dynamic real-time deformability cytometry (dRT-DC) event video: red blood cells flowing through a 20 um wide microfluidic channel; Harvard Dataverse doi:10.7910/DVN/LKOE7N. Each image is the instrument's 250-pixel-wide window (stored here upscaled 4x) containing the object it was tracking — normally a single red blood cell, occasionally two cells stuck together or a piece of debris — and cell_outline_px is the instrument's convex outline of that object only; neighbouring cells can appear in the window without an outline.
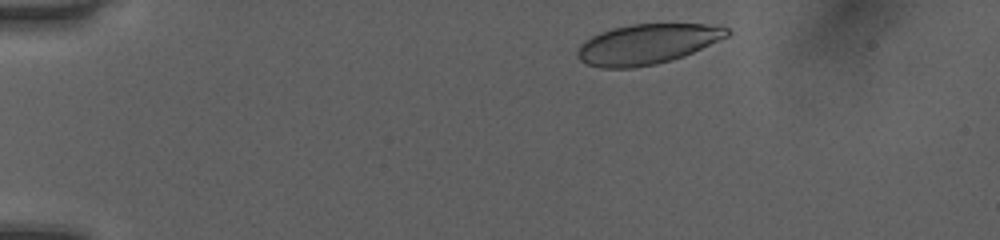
{"species": "human", "species_latin": "Homo sapiens", "temperature_condition": "room temperature", "stored_images_in_passage": 37, "camera_frame_rate_fps": 3000, "um_per_image_px": 0.085, "donor": {"sex": "female"}, "frame": {"image": 1, "passage_image": 1, "time_ms": 0.0, "image_size_px": [1000, 240], "cell_outline_px": [[732, 32], [728, 36], [684, 56], [672, 60], [656, 64], [632, 68], [600, 68], [584, 64], [576, 56], [576, 52], [580, 44], [584, 40], [600, 32], [612, 28], [632, 24], [704, 24], [728, 28]], "centroid_in_image_um": [54.96, 3.76], "position_along_channel_um": 30.0, "area_um2": 35.08}}
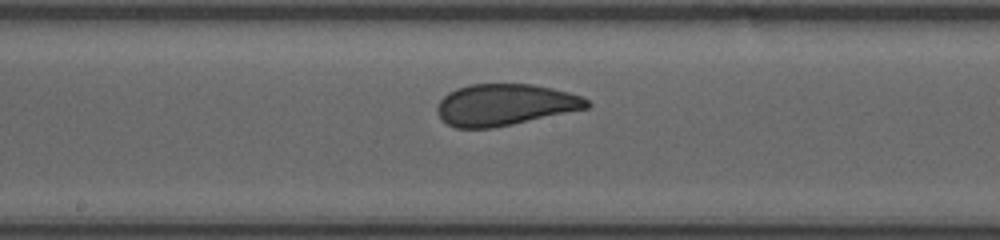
{"frame": {"image": 2, "passage_image": 20, "time_ms": 6.333, "image_size_px": [1000, 240], "cell_outline_px": [[592, 104], [588, 108], [512, 124], [492, 128], [456, 128], [448, 124], [436, 112], [436, 104], [448, 92], [456, 88], [468, 84], [532, 84], [552, 88], [568, 92], [580, 96], [588, 100]], "centroid_in_image_um": [42.89, 8.9], "position_along_channel_um": 205.3, "area_um2": 36.18}}
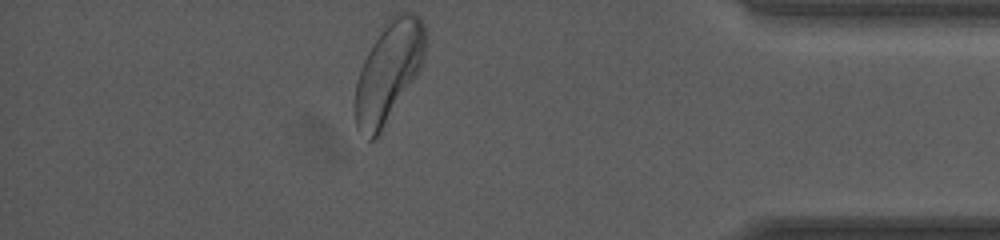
{"frame": {"image": 3, "passage_image": 37, "time_ms": 12.0, "image_size_px": [1000, 240], "cell_outline_px": [[424, 56], [420, 68], [380, 132], [372, 140], [368, 140], [356, 128], [356, 80], [360, 68], [384, 20], [388, 16], [400, 12], [412, 12], [420, 16], [424, 24]], "centroid_in_image_um": [33.01, 6.02], "position_along_channel_um": 402.2, "area_um2": 40.29}, "authors_computed_cell_mechanics": {"area_um2": 36.9342, "velocity_mm_per_s": 4.0251, "shape_relaxation_time_tau1_ms": 5.6371, "shape_relaxation_time_tau2_ms": 0.6723, "deformation_change_tau1": 0.1447, "deformation_change_tau2": 0.0571}}